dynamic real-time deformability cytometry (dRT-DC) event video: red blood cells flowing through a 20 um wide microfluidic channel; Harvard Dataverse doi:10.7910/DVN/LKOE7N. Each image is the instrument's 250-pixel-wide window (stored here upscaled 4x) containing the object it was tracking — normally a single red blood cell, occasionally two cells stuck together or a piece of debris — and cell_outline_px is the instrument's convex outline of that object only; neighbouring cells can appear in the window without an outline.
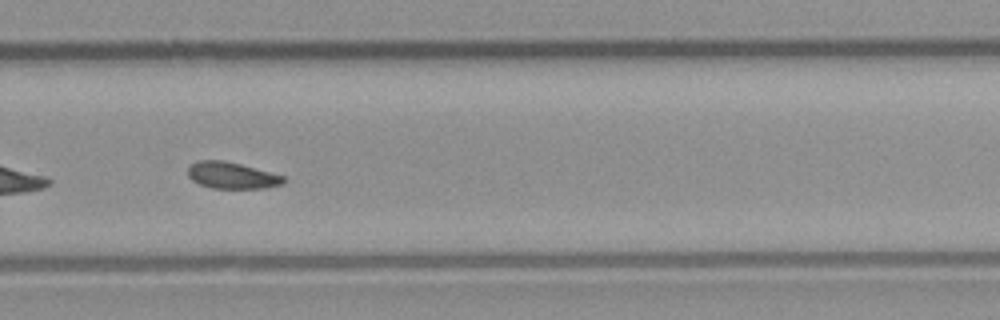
{"species": "common noctule bat (a hibernating species)", "species_latin": "Nyctalus noctula", "temperature_condition": "room temperature", "stored_images_in_passage": 44, "camera_frame_rate_fps": 3000, "um_per_image_px": 0.085, "animal": {"sex": "male", "body_mass_g": 23.1, "forearm_length_mm": 52.7}, "frame": {"image": 1, "passage_image": 26, "time_ms": 8.333, "image_size_px": [1000, 320], "cell_outline_px": [[288, 180], [284, 184], [264, 188], [212, 188], [200, 184], [192, 180], [188, 176], [188, 164], [196, 160], [224, 160], [240, 164], [284, 176]], "centroid_in_image_um": [19.69, 14.9], "position_along_channel_um": 310.1, "area_um2": 14.91}, "authors_computed_cell_mechanics": {"area_um2": 15.0569, "velocity_mm_per_s": 3.9541, "shape_relaxation_time_tau1_ms": 4.5988, "shape_relaxation_time_tau2_ms": null, "deformation_change_tau1": 0.1247, "deformation_change_tau2": null}}